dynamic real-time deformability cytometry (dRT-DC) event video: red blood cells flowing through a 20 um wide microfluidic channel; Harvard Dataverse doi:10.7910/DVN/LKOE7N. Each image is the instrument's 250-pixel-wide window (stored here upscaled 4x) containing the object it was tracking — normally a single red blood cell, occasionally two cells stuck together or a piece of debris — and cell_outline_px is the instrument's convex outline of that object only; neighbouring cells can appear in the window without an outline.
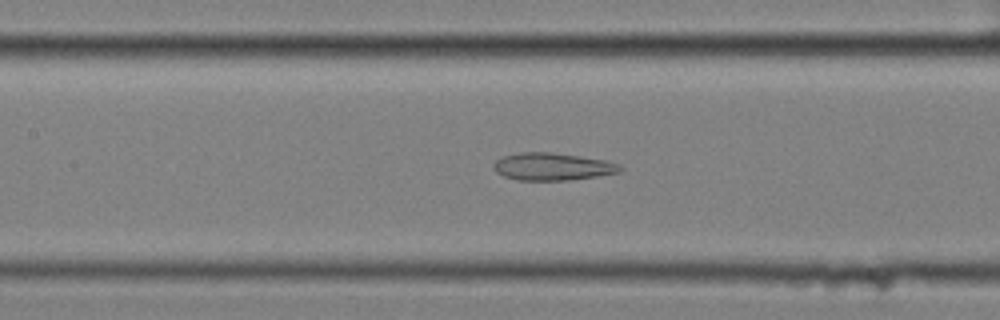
{"species": "common noctule bat (a hibernating species)", "species_latin": "Nyctalus noctula", "temperature_condition": "cold", "stored_images_in_passage": 41, "camera_frame_rate_fps": 3000, "um_per_image_px": 0.085, "animal": {"sex": "female", "body_mass_g": 25.1}, "frame": {"image": 1, "passage_image": 10, "time_ms": 3.0, "image_size_px": [1000, 320], "cell_outline_px": [[624, 168], [620, 172], [596, 176], [568, 180], [516, 180], [504, 176], [496, 172], [492, 164], [500, 156], [520, 152], [552, 152], [580, 156], [604, 160], [616, 164]], "centroid_in_image_um": [46.9, 14.15], "position_along_channel_um": 160.5, "area_um2": 20.23}}
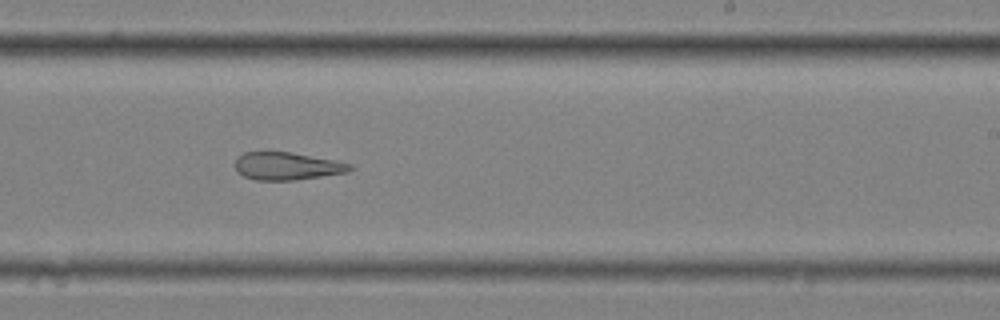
{"frame": {"image": 2, "passage_image": 19, "time_ms": 6.0, "image_size_px": [1000, 320], "cell_outline_px": [[356, 168], [348, 172], [296, 180], [256, 180], [244, 176], [236, 168], [236, 160], [244, 152], [292, 152], [336, 160], [352, 164]], "centroid_in_image_um": [24.48, 14.12], "position_along_channel_um": 264.5, "area_um2": 18.5}}
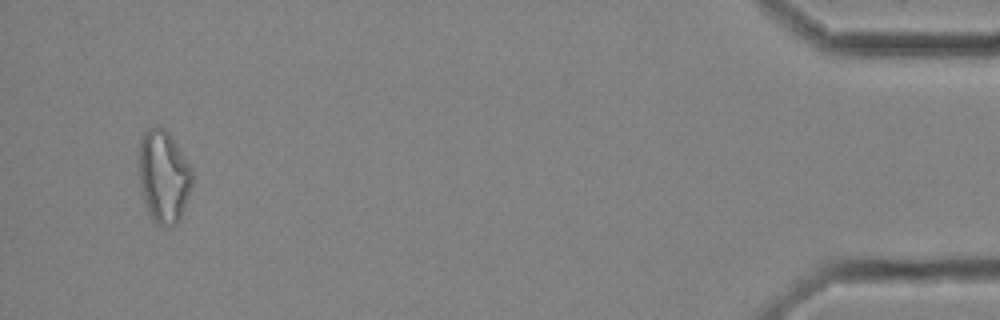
{"frame": {"image": 3, "passage_image": 39, "time_ms": 12.667, "image_size_px": [1000, 320], "cell_outline_px": [[192, 184], [180, 220], [176, 224], [168, 228], [164, 228], [156, 224], [152, 220], [144, 200], [140, 184], [136, 160], [140, 140], [144, 132], [148, 128], [156, 124], [164, 128], [168, 132], [192, 168]], "centroid_in_image_um": [13.87, 14.99], "position_along_channel_um": 421.3, "area_um2": 29.36}, "authors_computed_cell_mechanics": {"area_um2": 21.4438, "velocity_mm_per_s": 3.4839, "shape_relaxation_time_tau1_ms": null, "shape_relaxation_time_tau2_ms": 3.4873, "deformation_change_tau1": null, "deformation_change_tau2": 0.133}}